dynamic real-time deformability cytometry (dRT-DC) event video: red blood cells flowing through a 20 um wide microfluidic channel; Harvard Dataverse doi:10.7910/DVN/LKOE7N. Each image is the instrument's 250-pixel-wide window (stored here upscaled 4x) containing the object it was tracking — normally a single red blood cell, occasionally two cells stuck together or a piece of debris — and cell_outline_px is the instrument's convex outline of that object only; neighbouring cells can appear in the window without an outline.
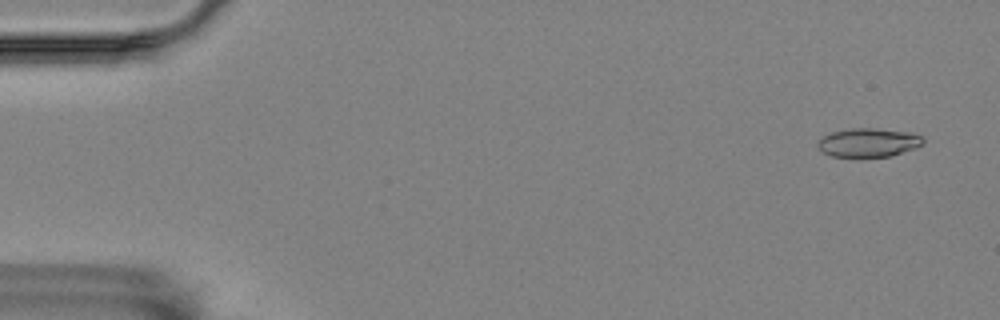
{"species": "Egyptian fruit bat (a non-hibernating species)", "species_latin": "Rousettus aegyptiacus", "temperature_condition": "room temperature", "stored_images_in_passage": 4, "camera_frame_rate_fps": 3000, "um_per_image_px": 0.085, "animal": {"sex": "female"}, "frame": {"image": 1, "passage_image": 1, "time_ms": 0.0, "image_size_px": [1000, 320], "cell_outline_px": [[924, 144], [916, 148], [892, 156], [832, 156], [816, 148], [816, 144], [824, 136], [832, 132], [852, 128], [872, 128], [912, 132], [924, 136]], "centroid_in_image_um": [73.87, 12.11], "position_along_channel_um": 11.1, "area_um2": 17.69}}
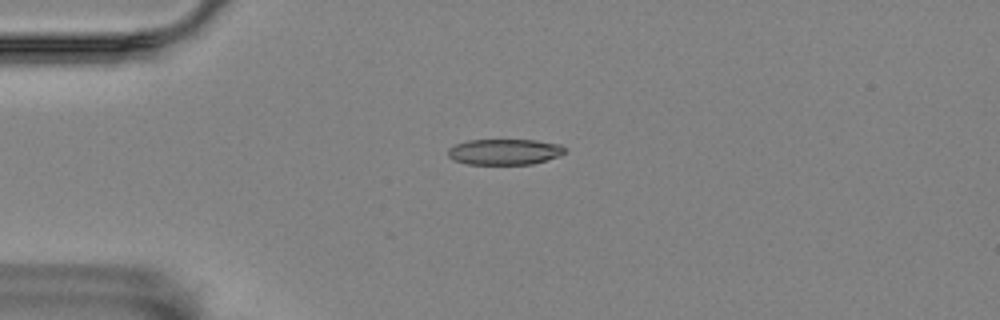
{"frame": {"image": 2, "passage_image": 4, "time_ms": 1.0, "image_size_px": [1000, 320], "cell_outline_px": [[564, 152], [560, 156], [532, 164], [468, 164], [452, 160], [448, 156], [448, 148], [456, 144], [468, 140], [536, 140], [560, 144], [564, 148]], "centroid_in_image_um": [42.86, 12.9], "position_along_channel_um": 42.1, "area_um2": 17.57}}